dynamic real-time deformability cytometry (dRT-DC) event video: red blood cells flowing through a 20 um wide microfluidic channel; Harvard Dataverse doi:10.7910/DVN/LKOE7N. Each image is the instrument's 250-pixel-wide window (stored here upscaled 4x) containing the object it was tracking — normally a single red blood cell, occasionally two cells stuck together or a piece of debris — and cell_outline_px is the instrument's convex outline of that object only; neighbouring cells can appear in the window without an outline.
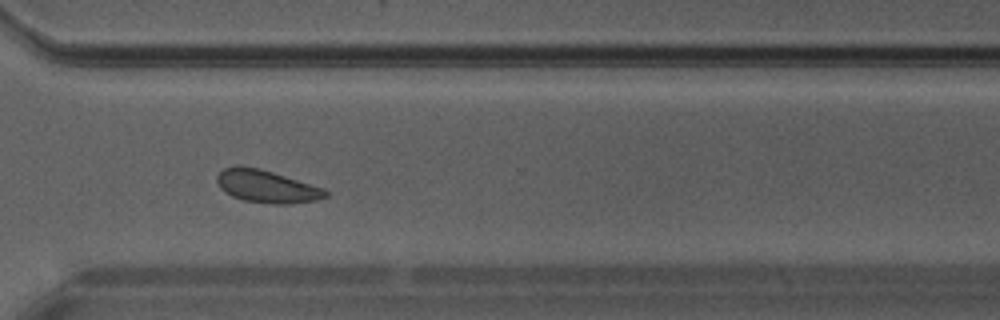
{"species": "Egyptian fruit bat (a non-hibernating species)", "species_latin": "Rousettus aegyptiacus", "temperature_condition": "warm", "stored_images_in_passage": 29, "camera_frame_rate_fps": 3000, "um_per_image_px": 0.085, "animal": {"sex": "male"}, "frame": {"image": 1, "passage_image": 21, "time_ms": 6.667, "image_size_px": [1000, 320], "cell_outline_px": [[328, 196], [316, 200], [288, 204], [272, 204], [244, 200], [232, 196], [224, 192], [220, 188], [216, 180], [216, 176], [224, 168], [236, 164], [240, 164], [260, 168], [324, 188], [328, 192]], "centroid_in_image_um": [22.63, 15.83], "position_along_channel_um": 348.0, "area_um2": 20.81}}